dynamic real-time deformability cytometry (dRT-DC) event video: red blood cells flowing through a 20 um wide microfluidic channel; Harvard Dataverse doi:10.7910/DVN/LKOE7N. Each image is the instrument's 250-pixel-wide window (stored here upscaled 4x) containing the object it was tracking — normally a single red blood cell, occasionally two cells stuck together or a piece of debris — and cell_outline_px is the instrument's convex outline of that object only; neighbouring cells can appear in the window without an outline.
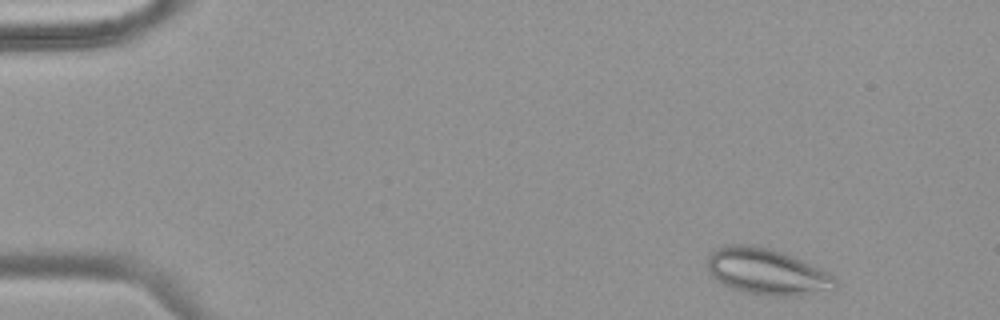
{"species": "common noctule bat (a hibernating species)", "species_latin": "Nyctalus noctula", "temperature_condition": "warm", "stored_images_in_passage": 46, "camera_frame_rate_fps": 3000, "um_per_image_px": 0.085, "animal": {"sex": "female", "body_mass_g": 18.4}, "frame": {"image": 1, "passage_image": 3, "time_ms": 0.667, "image_size_px": [1000, 320], "cell_outline_px": [[840, 284], [836, 292], [788, 296], [764, 296], [732, 288], [716, 280], [712, 276], [708, 268], [708, 256], [712, 248], [724, 244], [752, 244], [772, 248], [784, 252], [828, 272], [840, 280]], "centroid_in_image_um": [65.26, 23.09], "position_along_channel_um": 19.7, "area_um2": 35.43}}
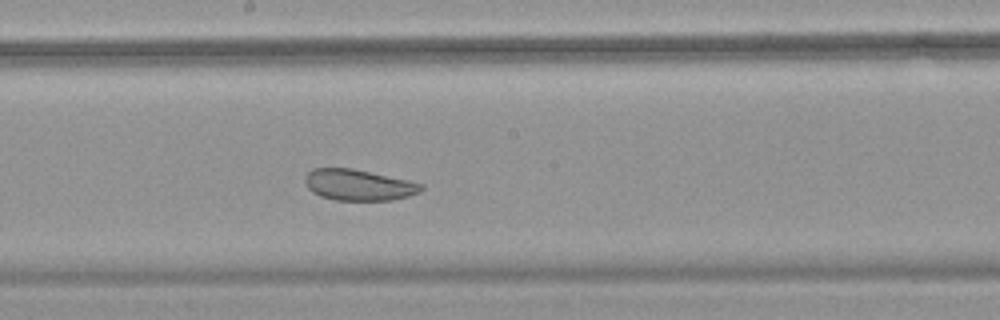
{"frame": {"image": 2, "passage_image": 25, "time_ms": 8.0, "image_size_px": [1000, 320], "cell_outline_px": [[424, 188], [420, 192], [408, 196], [392, 200], [336, 200], [320, 196], [312, 192], [304, 184], [304, 176], [312, 168], [352, 168], [408, 180], [424, 184]], "centroid_in_image_um": [30.46, 15.72], "position_along_channel_um": 217.7, "area_um2": 21.15}}
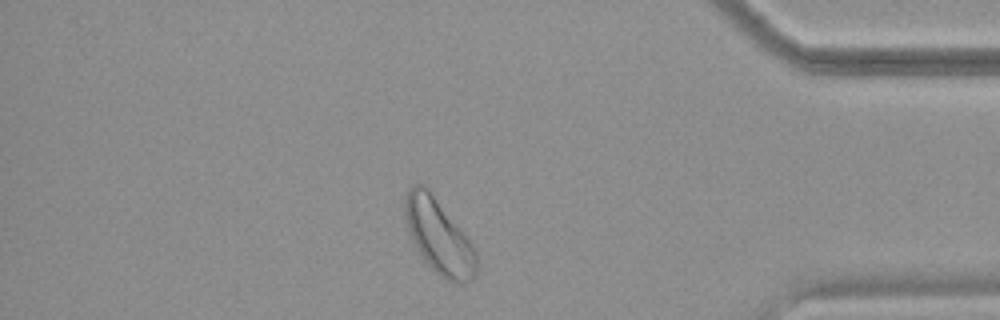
{"frame": {"image": 3, "passage_image": 40, "time_ms": 13.0, "image_size_px": [1000, 320], "cell_outline_px": [[476, 272], [472, 280], [464, 284], [456, 284], [440, 276], [424, 260], [412, 240], [408, 232], [404, 212], [404, 200], [408, 192], [416, 184], [424, 184], [428, 188], [464, 232], [476, 248]], "centroid_in_image_um": [37.32, 20.12], "position_along_channel_um": 397.9, "area_um2": 30.98}}